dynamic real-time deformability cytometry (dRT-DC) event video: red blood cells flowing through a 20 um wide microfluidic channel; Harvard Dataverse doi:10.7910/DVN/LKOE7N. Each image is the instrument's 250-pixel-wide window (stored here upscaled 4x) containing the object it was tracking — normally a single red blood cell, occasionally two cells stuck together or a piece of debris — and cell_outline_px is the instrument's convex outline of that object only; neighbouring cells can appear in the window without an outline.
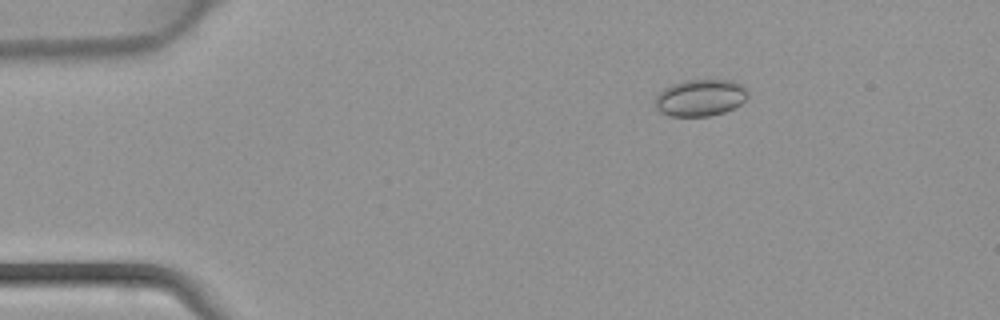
{"species": "common noctule bat (a hibernating species)", "species_latin": "Nyctalus noctula", "temperature_condition": "warm", "stored_images_in_passage": 40, "camera_frame_rate_fps": 3000, "um_per_image_px": 0.085, "animal": {"sex": "female", "body_mass_g": 22.7, "forearm_length_mm": 54.2}, "frame": {"image": 1, "passage_image": 3, "time_ms": 0.667, "image_size_px": [1000, 320], "cell_outline_px": [[748, 96], [740, 104], [724, 112], [708, 116], [668, 116], [660, 112], [656, 108], [652, 100], [664, 88], [672, 84], [684, 80], [732, 80], [744, 84], [748, 88]], "centroid_in_image_um": [59.52, 8.3], "position_along_channel_um": 25.5, "area_um2": 20.17}}
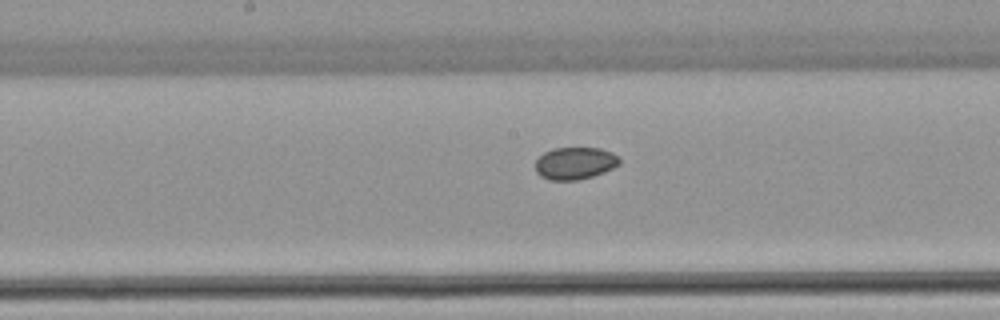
{"frame": {"image": 2, "passage_image": 19, "time_ms": 6.0, "image_size_px": [1000, 320], "cell_outline_px": [[620, 164], [604, 172], [592, 176], [576, 180], [548, 180], [540, 176], [536, 172], [536, 160], [544, 152], [552, 148], [600, 148], [612, 152], [620, 156]], "centroid_in_image_um": [48.88, 13.87], "position_along_channel_um": 199.3, "area_um2": 15.9}}
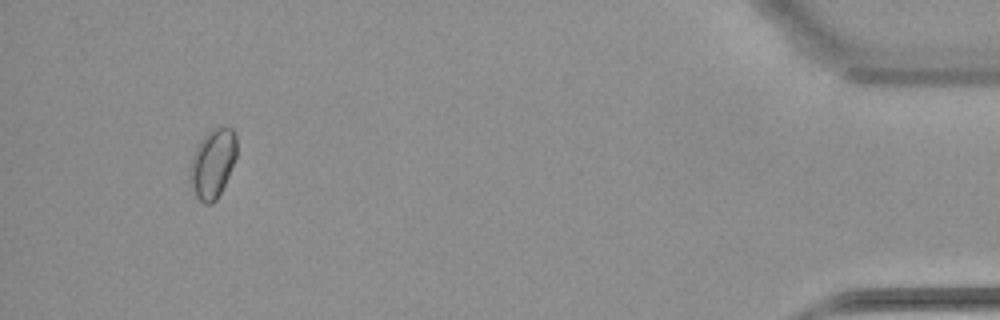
{"frame": {"image": 3, "passage_image": 38, "time_ms": 12.333, "image_size_px": [1000, 320], "cell_outline_px": [[236, 156], [228, 176], [216, 200], [212, 204], [204, 204], [196, 196], [188, 180], [188, 172], [192, 156], [200, 140], [212, 128], [232, 128], [236, 132]], "centroid_in_image_um": [18.05, 13.9], "position_along_channel_um": 417.2, "area_um2": 18.79}}